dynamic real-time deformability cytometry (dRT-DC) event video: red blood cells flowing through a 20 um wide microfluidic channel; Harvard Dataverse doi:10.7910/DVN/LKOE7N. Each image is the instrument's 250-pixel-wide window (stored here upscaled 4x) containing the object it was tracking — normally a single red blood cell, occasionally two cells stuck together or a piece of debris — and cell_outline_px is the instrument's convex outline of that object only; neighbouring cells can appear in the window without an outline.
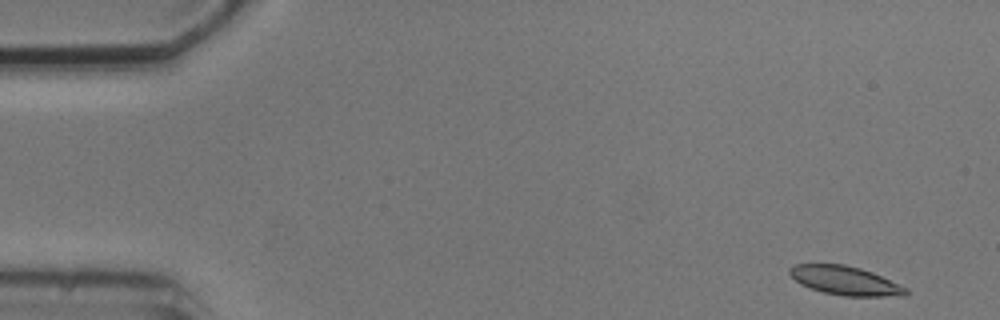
{"species": "common noctule bat (a hibernating species)", "species_latin": "Nyctalus noctula", "temperature_condition": "cold", "stored_images_in_passage": 7, "camera_frame_rate_fps": 3000, "um_per_image_px": 0.085, "animal": {"sex": "male", "body_mass_g": 20.5, "forearm_length_mm": 52.5}, "frame": {"image": 1, "passage_image": 1, "time_ms": 0.0, "image_size_px": [1000, 320], "cell_outline_px": [[908, 292], [904, 296], [844, 296], [824, 292], [800, 284], [788, 272], [788, 268], [796, 264], [844, 264], [860, 268], [872, 272], [908, 288]], "centroid_in_image_um": [71.85, 23.85], "position_along_channel_um": 13.1, "area_um2": 19.42}}
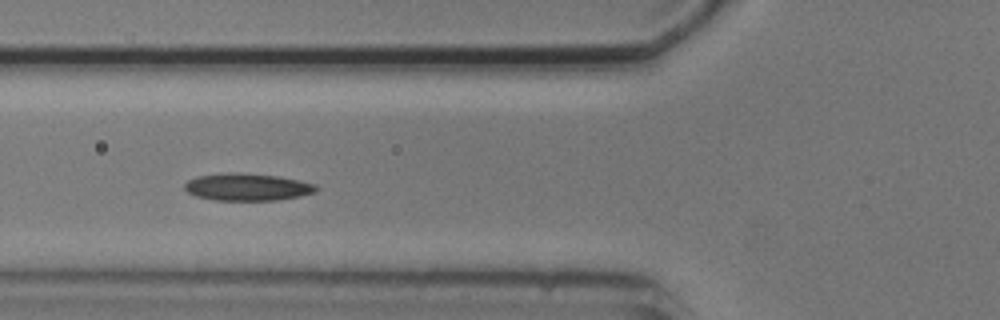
{"frame": {"image": 2, "passage_image": 6, "time_ms": 5.667, "image_size_px": [1000, 320], "cell_outline_px": [[320, 188], [316, 192], [300, 196], [280, 200], [216, 200], [196, 196], [188, 192], [184, 188], [184, 184], [188, 180], [196, 176], [224, 172], [240, 172], [276, 176], [300, 180], [316, 184]], "centroid_in_image_um": [21.04, 15.89], "position_along_channel_um": 104.8, "area_um2": 21.15}}
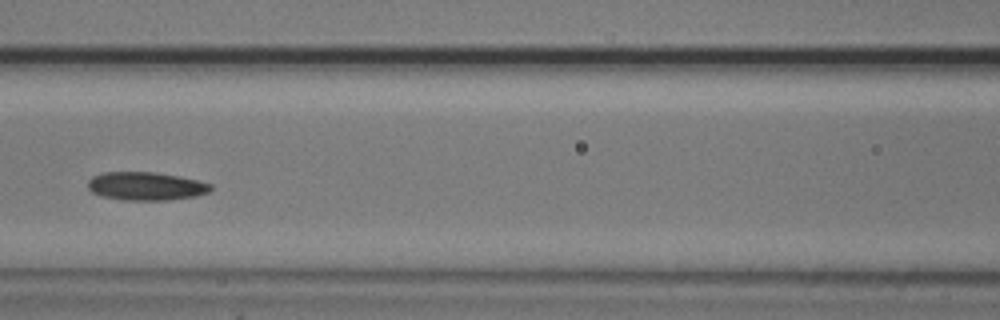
{"frame": {"image": 3, "passage_image": 7, "time_ms": 7.0, "image_size_px": [1000, 320], "cell_outline_px": [[212, 188], [208, 192], [196, 196], [168, 200], [124, 200], [100, 196], [92, 192], [88, 188], [88, 180], [92, 176], [104, 172], [156, 172], [180, 176], [212, 184]], "centroid_in_image_um": [12.39, 15.82], "position_along_channel_um": 154.2, "area_um2": 20.35}}